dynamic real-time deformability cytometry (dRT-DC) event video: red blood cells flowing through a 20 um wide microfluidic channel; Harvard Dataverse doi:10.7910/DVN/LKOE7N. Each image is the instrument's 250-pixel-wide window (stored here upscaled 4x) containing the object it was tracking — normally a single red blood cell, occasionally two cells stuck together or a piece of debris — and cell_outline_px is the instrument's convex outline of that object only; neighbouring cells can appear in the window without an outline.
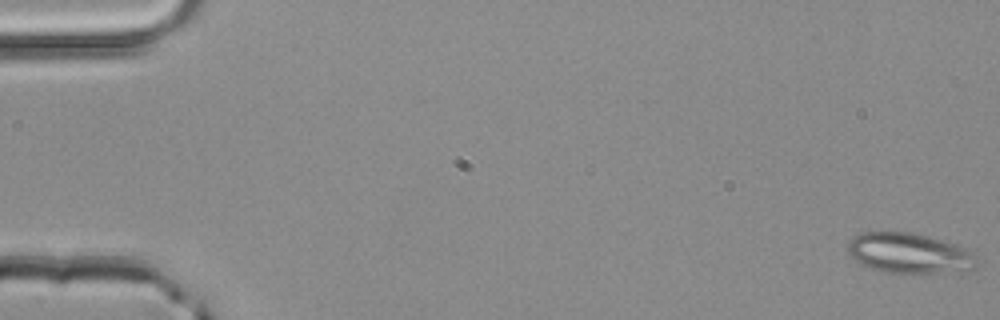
{"species": "common noctule bat (a hibernating species)", "species_latin": "Nyctalus noctula", "temperature_condition": "room temperature", "stored_images_in_passage": 3, "camera_frame_rate_fps": 3000, "um_per_image_px": 0.085, "animal": {"sex": "male", "body_mass_g": 20.4}, "frame": {"image": 1, "passage_image": 1, "time_ms": 0.0, "image_size_px": [1000, 320], "cell_outline_px": [[984, 260], [976, 268], [960, 276], [900, 276], [880, 272], [856, 260], [848, 252], [848, 244], [852, 236], [860, 232], [912, 232], [928, 236], [956, 244], [968, 248]], "centroid_in_image_um": [77.51, 21.63], "position_along_channel_um": 7.5, "area_um2": 32.95}}